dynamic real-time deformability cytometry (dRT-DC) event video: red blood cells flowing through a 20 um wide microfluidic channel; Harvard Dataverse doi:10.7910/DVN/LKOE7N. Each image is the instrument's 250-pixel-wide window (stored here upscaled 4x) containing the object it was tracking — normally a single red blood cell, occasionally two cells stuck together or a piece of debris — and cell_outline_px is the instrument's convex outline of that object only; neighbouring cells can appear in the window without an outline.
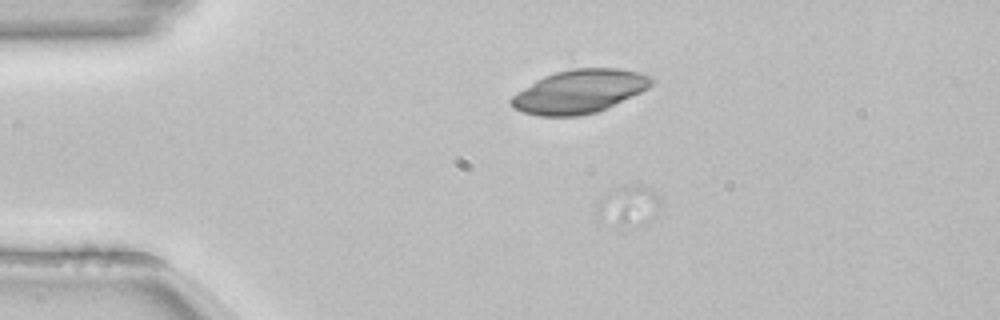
{"species": "common noctule bat (a hibernating species)", "species_latin": "Nyctalus noctula", "temperature_condition": "room temperature", "stored_images_in_passage": 14, "camera_frame_rate_fps": 3000, "um_per_image_px": 0.085, "animal": {"sex": "female", "body_mass_g": 22.7, "forearm_length_mm": 54.2}, "frame": {"image": 1, "passage_image": 3, "time_ms": 0.667, "image_size_px": [1000, 320], "cell_outline_px": [[660, 204], [624, 224], [620, 224], [600, 216], [596, 208], [596, 204], [608, 192], [624, 184], [640, 184], [652, 188], [660, 196]], "centroid_in_image_um": [53.34, 17.23], "position_along_channel_um": 31.7, "area_um2": 12.66}}